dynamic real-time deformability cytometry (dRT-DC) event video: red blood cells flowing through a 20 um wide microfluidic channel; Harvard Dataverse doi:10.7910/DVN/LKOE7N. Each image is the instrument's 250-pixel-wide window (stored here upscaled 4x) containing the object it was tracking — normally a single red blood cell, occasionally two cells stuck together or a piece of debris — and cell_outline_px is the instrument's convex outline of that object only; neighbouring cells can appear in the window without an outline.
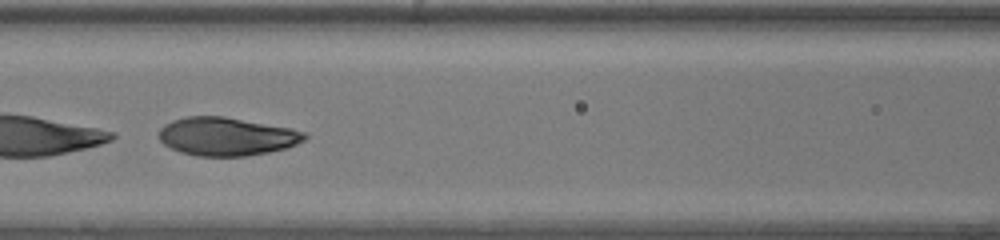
{"species": "human", "species_latin": "Homo sapiens", "temperature_condition": "warm", "stored_images_in_passage": 41, "segment_of_instrument_passage": [2, 2], "camera_frame_rate_fps": 3000, "um_per_image_px": 0.085, "donor": {"sex": "female"}, "frame": {"image": 1, "passage_image": 15, "time_ms": 4.667, "image_size_px": [1000, 240], "cell_outline_px": [[308, 136], [304, 140], [288, 148], [268, 152], [244, 156], [196, 156], [180, 152], [164, 144], [160, 140], [160, 128], [164, 124], [172, 120], [188, 116], [224, 116], [292, 128], [304, 132]], "centroid_in_image_um": [19.27, 11.59], "position_along_channel_um": 147.3, "area_um2": 32.54}}
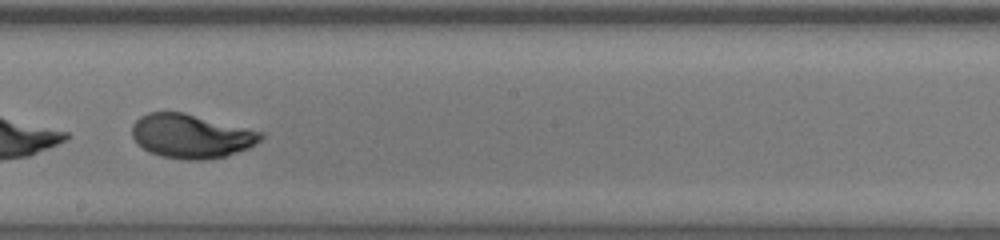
{"frame": {"image": 2, "passage_image": 21, "time_ms": 6.667, "image_size_px": [1000, 240], "cell_outline_px": [[264, 136], [260, 140], [248, 148], [224, 156], [204, 160], [184, 160], [160, 156], [144, 148], [132, 136], [132, 124], [140, 116], [148, 112], [184, 112], [264, 132]], "centroid_in_image_um": [16.25, 11.56], "position_along_channel_um": 231.9, "area_um2": 32.89}}
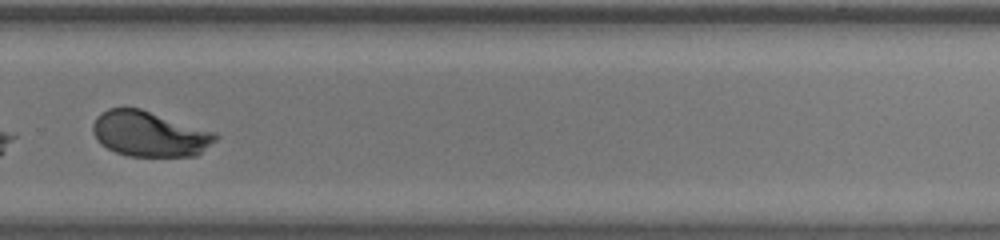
{"frame": {"image": 3, "passage_image": 27, "time_ms": 8.667, "image_size_px": [1000, 240], "cell_outline_px": [[220, 136], [216, 140], [196, 156], [128, 156], [116, 152], [100, 144], [96, 140], [92, 132], [92, 124], [96, 116], [100, 112], [108, 108], [140, 108], [216, 132]], "centroid_in_image_um": [12.69, 11.38], "position_along_channel_um": 317.1, "area_um2": 32.66}}